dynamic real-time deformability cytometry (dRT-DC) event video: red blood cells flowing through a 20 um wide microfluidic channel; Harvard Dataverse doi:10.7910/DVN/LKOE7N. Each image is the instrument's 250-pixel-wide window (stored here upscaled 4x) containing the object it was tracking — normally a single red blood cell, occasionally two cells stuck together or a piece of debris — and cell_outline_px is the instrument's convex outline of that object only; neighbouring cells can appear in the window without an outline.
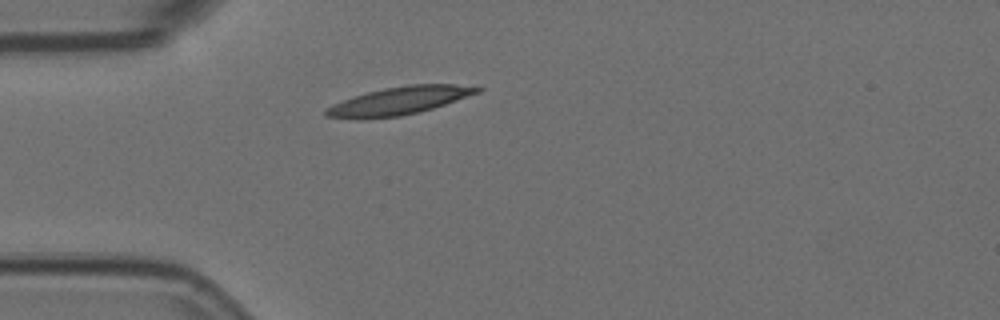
{"species": "Egyptian fruit bat (a non-hibernating species)", "species_latin": "Rousettus aegyptiacus", "temperature_condition": "room temperature", "stored_images_in_passage": 1, "camera_frame_rate_fps": 3000, "um_per_image_px": 0.085, "animal": {"sex": "female"}, "frame": {"image": 1, "passage_image": 1, "time_ms": 0.0, "image_size_px": [1000, 320], "cell_outline_px": [[484, 88], [480, 92], [420, 112], [400, 116], [356, 120], [324, 116], [324, 108], [332, 104], [352, 96], [384, 88], [408, 84], [456, 84]], "centroid_in_image_um": [33.85, 8.58], "position_along_channel_um": 51.2, "area_um2": 24.8}}